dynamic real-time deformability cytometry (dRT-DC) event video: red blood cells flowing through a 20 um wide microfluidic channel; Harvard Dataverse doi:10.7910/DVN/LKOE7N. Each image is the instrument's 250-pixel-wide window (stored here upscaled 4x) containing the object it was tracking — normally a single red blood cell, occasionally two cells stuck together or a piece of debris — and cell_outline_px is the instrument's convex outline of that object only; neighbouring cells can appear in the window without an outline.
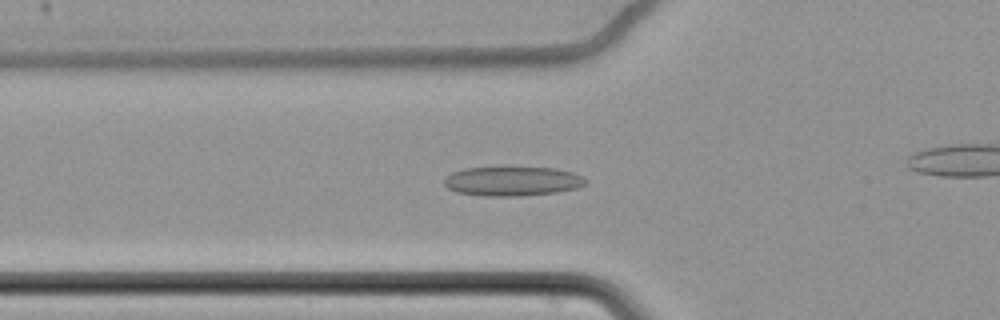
{"species": "common noctule bat (a hibernating species)", "species_latin": "Nyctalus noctula", "temperature_condition": "cold", "stored_images_in_passage": 53, "camera_frame_rate_fps": 3000, "um_per_image_px": 0.085, "animal": {"sex": "female", "body_mass_g": 22.7, "forearm_length_mm": 54.2}, "frame": {"image": 1, "passage_image": 25, "time_ms": 8.0, "image_size_px": [1000, 320], "cell_outline_px": [[588, 180], [584, 184], [576, 188], [556, 192], [516, 196], [484, 196], [456, 192], [448, 188], [444, 184], [444, 180], [452, 172], [464, 168], [556, 168], [572, 172]], "centroid_in_image_um": [43.53, 15.41], "position_along_channel_um": 82.3, "area_um2": 23.87}}
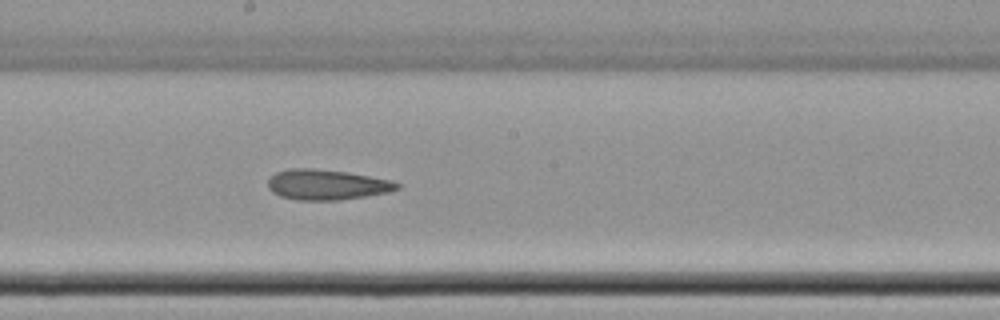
{"frame": {"image": 2, "passage_image": 37, "time_ms": 12.0, "image_size_px": [1000, 320], "cell_outline_px": [[400, 188], [388, 192], [364, 196], [336, 200], [300, 200], [280, 196], [272, 192], [268, 188], [268, 180], [276, 172], [288, 168], [312, 168], [348, 172], [392, 180], [400, 184]], "centroid_in_image_um": [27.77, 15.68], "position_along_channel_um": 220.4, "area_um2": 22.77}}
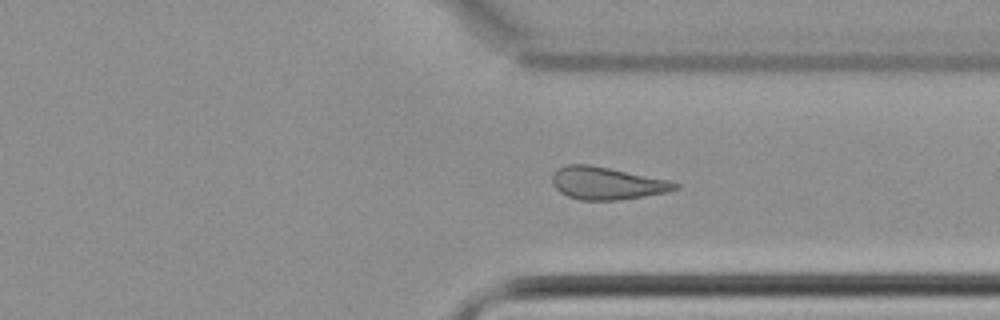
{"frame": {"image": 3, "passage_image": 49, "time_ms": 16.0, "image_size_px": [1000, 320], "cell_outline_px": [[680, 188], [668, 192], [644, 196], [616, 200], [580, 200], [568, 196], [560, 192], [552, 184], [552, 176], [556, 168], [564, 164], [588, 164], [608, 168], [664, 180], [680, 184]], "centroid_in_image_um": [51.51, 15.58], "position_along_channel_um": 359.9, "area_um2": 23.0}}